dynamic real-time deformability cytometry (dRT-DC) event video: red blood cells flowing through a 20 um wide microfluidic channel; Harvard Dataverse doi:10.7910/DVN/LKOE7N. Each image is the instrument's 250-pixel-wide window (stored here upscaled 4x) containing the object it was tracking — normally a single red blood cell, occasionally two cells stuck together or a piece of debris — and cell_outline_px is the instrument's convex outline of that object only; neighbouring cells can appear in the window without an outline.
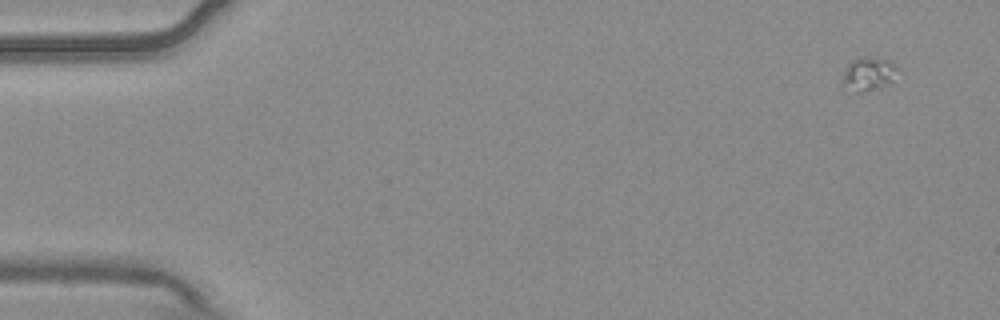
{"species": "common noctule bat (a hibernating species)", "species_latin": "Nyctalus noctula", "temperature_condition": "warm", "stored_images_in_passage": 3, "camera_frame_rate_fps": 3000, "um_per_image_px": 0.085, "animal": {"sex": "male", "body_mass_g": 20.4}, "frame": {"image": 1, "passage_image": 1, "time_ms": 0.0, "image_size_px": [1000, 320], "cell_outline_px": [[900, 68], [888, 80], [864, 92], [840, 88], [840, 80], [848, 64], [852, 60], [860, 56], [868, 56], [888, 60], [896, 64]], "centroid_in_image_um": [73.7, 6.23], "position_along_channel_um": 11.3, "area_um2": 10.52}}